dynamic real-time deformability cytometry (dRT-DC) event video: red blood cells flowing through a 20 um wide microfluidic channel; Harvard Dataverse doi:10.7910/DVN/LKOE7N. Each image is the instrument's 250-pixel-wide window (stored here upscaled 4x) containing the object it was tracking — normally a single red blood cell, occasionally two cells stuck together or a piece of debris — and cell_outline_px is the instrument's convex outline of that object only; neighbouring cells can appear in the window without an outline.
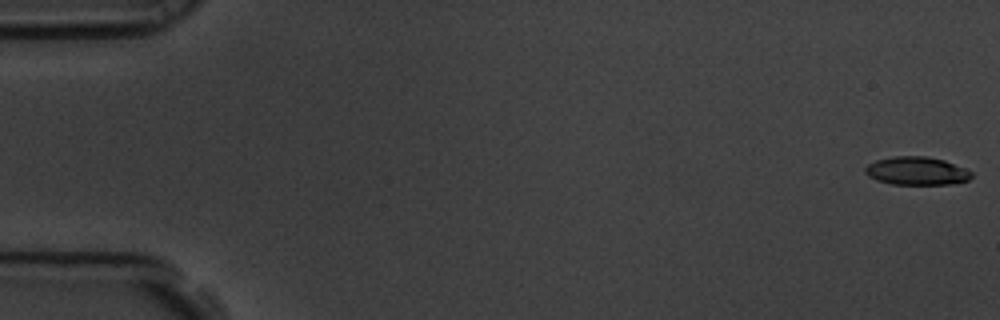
{"species": "common noctule bat (a hibernating species)", "species_latin": "Nyctalus noctula", "temperature_condition": "room temperature", "stored_images_in_passage": 4, "camera_frame_rate_fps": 3000, "um_per_image_px": 0.085, "animal": {"sex": "male", "body_mass_g": 19.5, "forearm_length_mm": 54.6}, "frame": {"image": 1, "passage_image": 1, "time_ms": 0.0, "image_size_px": [1000, 320], "cell_outline_px": [[972, 176], [968, 180], [952, 184], [892, 184], [876, 180], [868, 176], [864, 172], [864, 168], [868, 164], [876, 160], [892, 156], [924, 156], [944, 160], [964, 168], [972, 172]], "centroid_in_image_um": [77.88, 14.53], "position_along_channel_um": 7.1, "area_um2": 17.46}}